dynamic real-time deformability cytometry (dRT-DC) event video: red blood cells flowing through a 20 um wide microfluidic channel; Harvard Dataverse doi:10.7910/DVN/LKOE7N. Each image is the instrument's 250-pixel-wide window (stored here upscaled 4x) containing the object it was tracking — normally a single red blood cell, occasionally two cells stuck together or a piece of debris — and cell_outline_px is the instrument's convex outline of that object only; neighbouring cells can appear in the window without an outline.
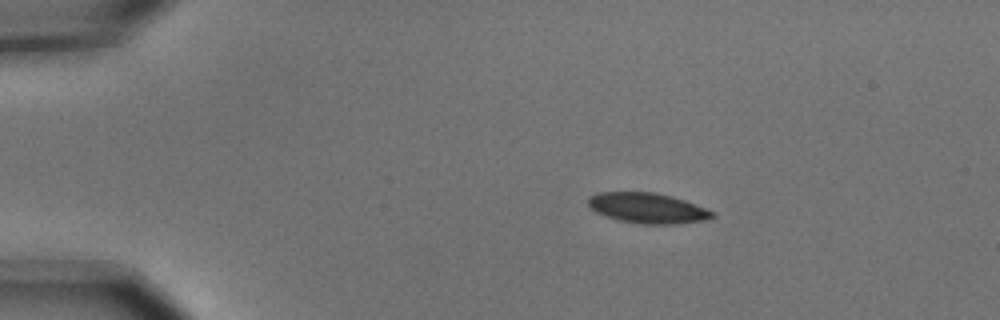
{"species": "common noctule bat (a hibernating species)", "species_latin": "Nyctalus noctula", "temperature_condition": "cold", "stored_images_in_passage": 5, "camera_frame_rate_fps": 3000, "um_per_image_px": 0.085, "animal": {"sex": "male", "body_mass_g": 15.6}, "frame": {"image": 1, "passage_image": 3, "time_ms": 0.667, "image_size_px": [1000, 320], "cell_outline_px": [[716, 216], [708, 220], [676, 224], [640, 224], [616, 220], [604, 216], [588, 208], [588, 196], [596, 192], [652, 192], [672, 196], [684, 200], [716, 212]], "centroid_in_image_um": [55.02, 17.69], "position_along_channel_um": 30.0, "area_um2": 22.37}}